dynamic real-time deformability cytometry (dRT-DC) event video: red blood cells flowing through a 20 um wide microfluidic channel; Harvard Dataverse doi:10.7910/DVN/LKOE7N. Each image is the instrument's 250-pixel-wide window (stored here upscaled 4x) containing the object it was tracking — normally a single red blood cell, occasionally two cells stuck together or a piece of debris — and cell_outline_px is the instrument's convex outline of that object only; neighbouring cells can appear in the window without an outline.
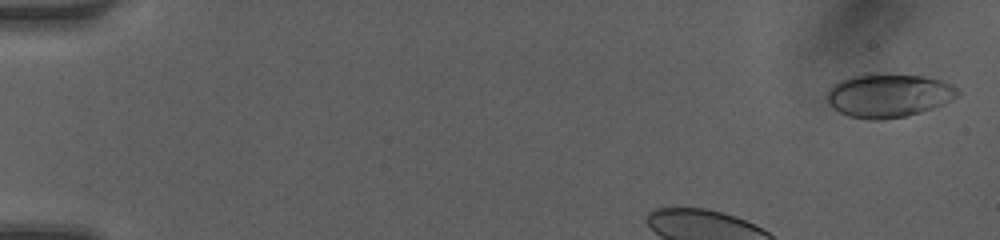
{"species": "human", "species_latin": "Homo sapiens", "temperature_condition": "room temperature", "stored_images_in_passage": 29, "camera_frame_rate_fps": 3000, "um_per_image_px": 0.085, "donor": {"sex": "female"}, "frame": {"image": 1, "passage_image": 1, "time_ms": 0.0, "image_size_px": [1000, 240], "cell_outline_px": [[960, 96], [944, 104], [920, 112], [904, 116], [880, 120], [868, 120], [848, 116], [832, 108], [828, 104], [824, 96], [828, 88], [832, 84], [840, 80], [864, 72], [868, 72], [924, 76], [940, 80], [952, 84], [960, 92]], "centroid_in_image_um": [75.48, 8.09], "position_along_channel_um": 9.5, "area_um2": 33.99}}
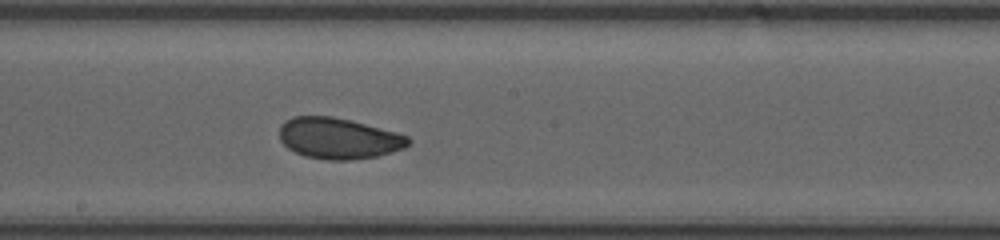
{"frame": {"image": 2, "passage_image": 14, "time_ms": 4.333, "image_size_px": [1000, 240], "cell_outline_px": [[412, 140], [404, 148], [376, 156], [348, 160], [328, 160], [304, 156], [288, 148], [280, 140], [280, 124], [284, 120], [292, 116], [332, 116], [396, 132], [408, 136]], "centroid_in_image_um": [28.74, 11.75], "position_along_channel_um": 219.5, "area_um2": 30.63}}
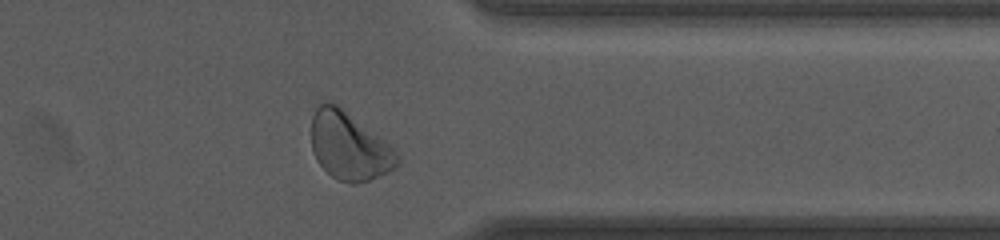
{"frame": {"image": 3, "passage_image": 24, "time_ms": 7.667, "image_size_px": [1000, 240], "cell_outline_px": [[400, 164], [396, 168], [388, 172], [368, 180], [356, 184], [348, 184], [336, 180], [316, 160], [312, 152], [312, 116], [316, 108], [320, 104], [336, 104], [380, 136], [400, 156]], "centroid_in_image_um": [29.7, 12.47], "position_along_channel_um": 381.7, "area_um2": 33.76}, "authors_computed_cell_mechanics": {"area_um2": 31.501, "velocity_mm_per_s": 4.1956, "shape_relaxation_time_tau1_ms": 2.6618, "shape_relaxation_time_tau2_ms": 1.1312, "deformation_change_tau1": 0.0875, "deformation_change_tau2": 0.0499}}